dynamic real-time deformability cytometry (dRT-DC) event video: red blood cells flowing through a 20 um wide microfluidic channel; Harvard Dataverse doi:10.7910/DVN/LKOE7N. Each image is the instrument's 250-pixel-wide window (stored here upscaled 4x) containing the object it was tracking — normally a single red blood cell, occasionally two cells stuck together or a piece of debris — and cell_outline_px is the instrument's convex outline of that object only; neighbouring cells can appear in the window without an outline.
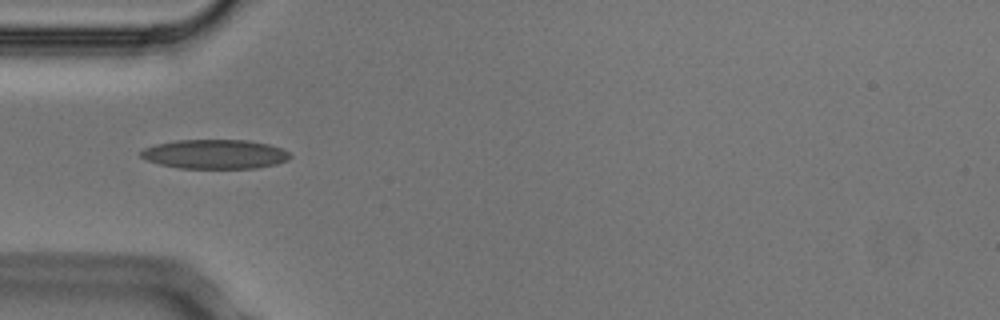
{"species": "Egyptian fruit bat (a non-hibernating species)", "species_latin": "Rousettus aegyptiacus", "temperature_condition": "cold", "stored_images_in_passage": 3, "camera_frame_rate_fps": 3000, "um_per_image_px": 0.085, "animal": {"sex": "male"}, "frame": {"image": 1, "passage_image": 1, "time_ms": 0.0, "image_size_px": [1000, 320], "cell_outline_px": [[292, 156], [288, 160], [276, 164], [256, 168], [180, 168], [160, 164], [148, 160], [140, 156], [140, 152], [144, 148], [156, 144], [176, 140], [248, 140], [268, 144], [280, 148], [288, 152]], "centroid_in_image_um": [18.28, 13.1], "position_along_channel_um": 66.7, "area_um2": 25.37}}
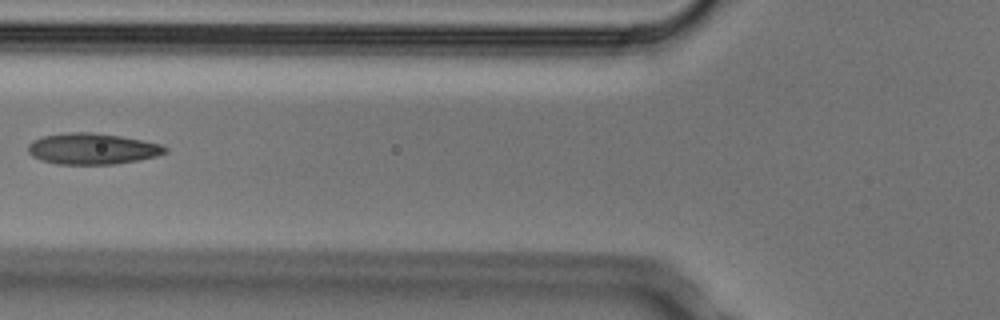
{"frame": {"image": 2, "passage_image": 2, "time_ms": 0.333, "image_size_px": [1000, 320], "cell_outline_px": [[168, 152], [156, 156], [140, 160], [116, 164], [56, 164], [40, 160], [32, 156], [28, 152], [28, 144], [32, 140], [44, 136], [68, 132], [92, 132], [120, 136], [160, 144], [168, 148]], "centroid_in_image_um": [7.83, 12.65], "position_along_channel_um": 118.0, "area_um2": 24.91}}